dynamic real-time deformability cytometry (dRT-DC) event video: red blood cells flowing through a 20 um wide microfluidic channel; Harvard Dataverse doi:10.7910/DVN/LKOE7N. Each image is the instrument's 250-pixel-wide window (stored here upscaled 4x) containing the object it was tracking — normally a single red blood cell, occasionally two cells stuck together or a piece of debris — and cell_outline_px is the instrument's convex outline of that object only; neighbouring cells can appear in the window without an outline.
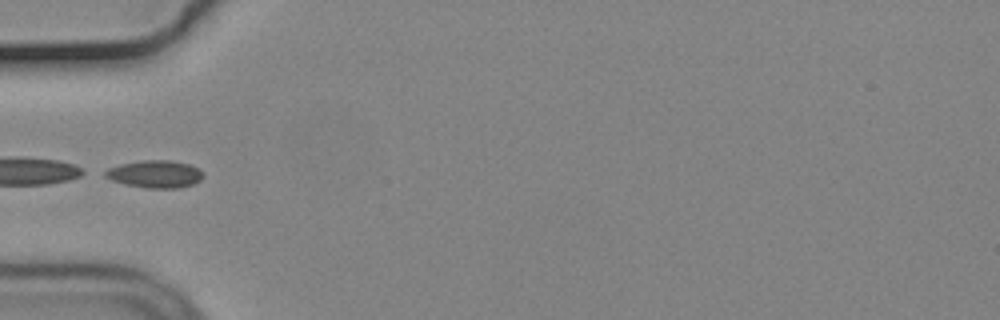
{"species": "common noctule bat (a hibernating species)", "species_latin": "Nyctalus noctula", "temperature_condition": "cold", "stored_images_in_passage": 10, "camera_frame_rate_fps": 3000, "um_per_image_px": 0.085, "animal": {"sex": "male", "body_mass_g": 19.2, "forearm_length_mm": 51.8}, "frame": {"image": 1, "passage_image": 1, "time_ms": 0.0, "image_size_px": [1000, 320], "cell_outline_px": [[204, 176], [200, 180], [192, 184], [180, 188], [148, 188], [124, 184], [112, 180], [104, 176], [100, 172], [108, 168], [120, 164], [144, 160], [172, 160], [188, 164], [200, 168], [204, 172]], "centroid_in_image_um": [13.17, 14.79], "position_along_channel_um": 71.8, "area_um2": 15.9}}